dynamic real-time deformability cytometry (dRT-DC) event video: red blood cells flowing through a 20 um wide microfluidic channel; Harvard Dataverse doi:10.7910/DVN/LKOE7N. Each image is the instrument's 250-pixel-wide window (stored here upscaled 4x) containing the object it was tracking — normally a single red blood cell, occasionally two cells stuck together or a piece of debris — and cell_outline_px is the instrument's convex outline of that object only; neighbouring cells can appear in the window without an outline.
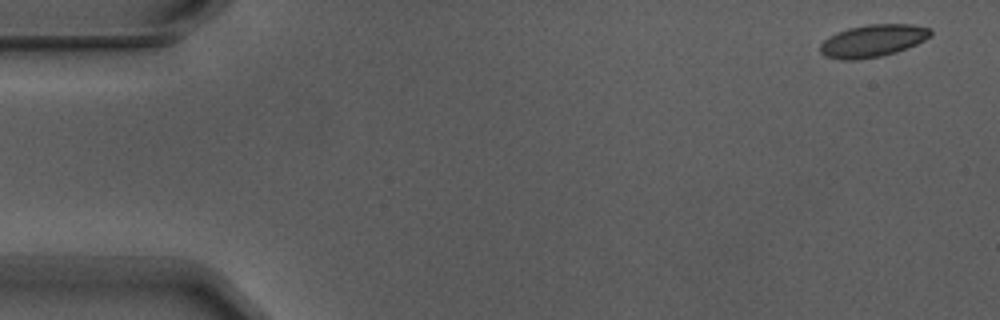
{"species": "Egyptian fruit bat (a non-hibernating species)", "species_latin": "Rousettus aegyptiacus", "temperature_condition": "warm", "stored_images_in_passage": 4, "camera_frame_rate_fps": 3000, "um_per_image_px": 0.085, "animal": {"sex": "male"}, "frame": {"image": 1, "passage_image": 1, "time_ms": 0.0, "image_size_px": [1000, 320], "cell_outline_px": [[932, 36], [916, 44], [896, 52], [880, 56], [856, 60], [840, 60], [824, 56], [820, 52], [820, 44], [824, 40], [836, 32], [848, 28], [868, 24], [912, 24], [932, 28]], "centroid_in_image_um": [74.19, 3.46], "position_along_channel_um": 10.8, "area_um2": 20.98}}
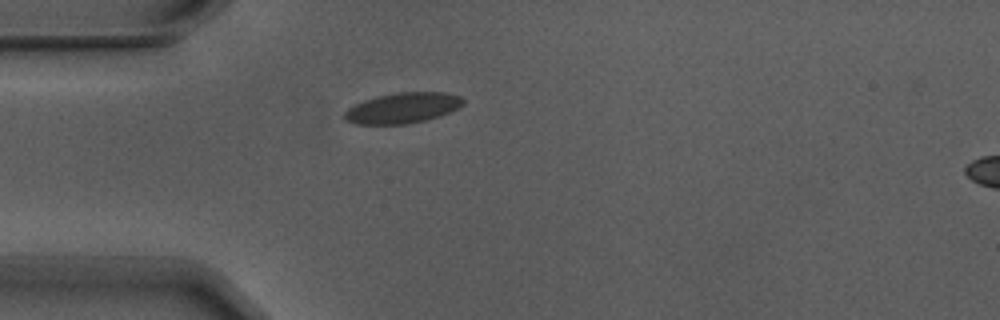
{"frame": {"image": 2, "passage_image": 4, "time_ms": 1.0, "image_size_px": [1000, 320], "cell_outline_px": [[464, 104], [460, 108], [440, 116], [408, 124], [356, 124], [344, 120], [344, 112], [348, 108], [364, 100], [396, 92], [444, 92], [460, 96], [464, 100]], "centroid_in_image_um": [34.25, 9.18], "position_along_channel_um": 50.7, "area_um2": 21.15}}